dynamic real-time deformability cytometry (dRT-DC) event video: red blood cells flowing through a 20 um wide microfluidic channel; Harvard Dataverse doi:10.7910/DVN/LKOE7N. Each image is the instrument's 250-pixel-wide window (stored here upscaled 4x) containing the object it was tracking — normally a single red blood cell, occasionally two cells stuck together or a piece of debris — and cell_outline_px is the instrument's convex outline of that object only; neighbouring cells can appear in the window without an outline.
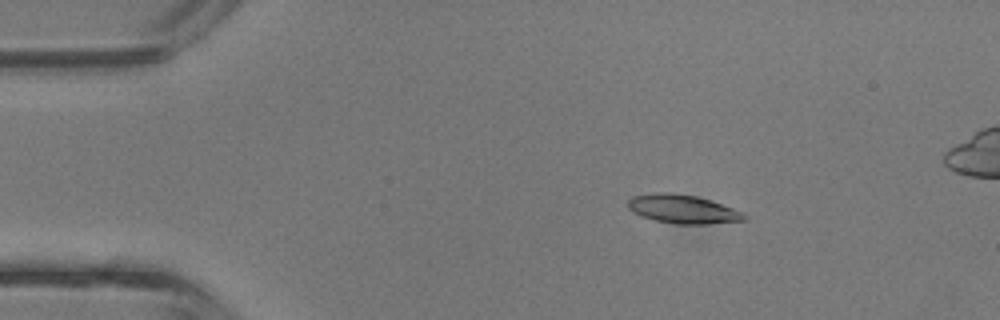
{"species": "common noctule bat (a hibernating species)", "species_latin": "Nyctalus noctula", "temperature_condition": "room temperature", "stored_images_in_passage": 4, "camera_frame_rate_fps": 3000, "um_per_image_px": 0.085, "animal": {"sex": "male", "body_mass_g": 13.3}, "frame": {"image": 1, "passage_image": 2, "time_ms": 0.333, "image_size_px": [1000, 320], "cell_outline_px": [[748, 220], [708, 224], [676, 224], [656, 220], [632, 212], [628, 208], [628, 200], [632, 196], [652, 192], [672, 192], [696, 196], [744, 212], [748, 216]], "centroid_in_image_um": [58.04, 17.77], "position_along_channel_um": 27.0, "area_um2": 19.48}}